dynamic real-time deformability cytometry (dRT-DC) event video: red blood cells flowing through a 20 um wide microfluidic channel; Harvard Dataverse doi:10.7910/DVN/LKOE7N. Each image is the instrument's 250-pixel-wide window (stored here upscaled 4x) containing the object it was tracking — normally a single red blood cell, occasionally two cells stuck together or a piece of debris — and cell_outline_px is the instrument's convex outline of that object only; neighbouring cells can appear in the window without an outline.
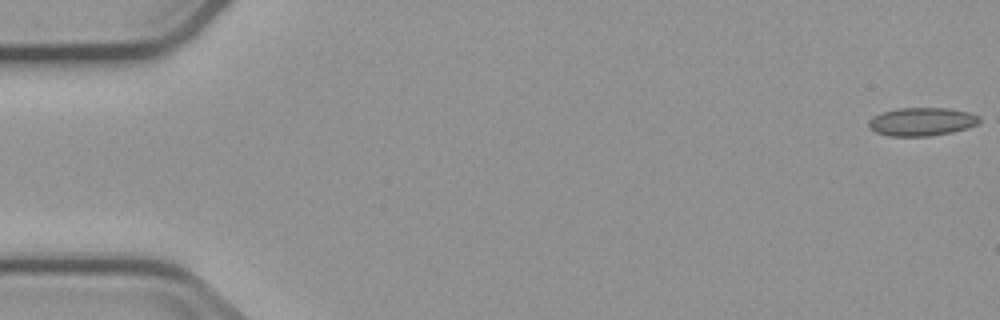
{"species": "common noctule bat (a hibernating species)", "species_latin": "Nyctalus noctula", "temperature_condition": "cold", "stored_images_in_passage": 9, "camera_frame_rate_fps": 3000, "um_per_image_px": 0.085, "animal": {"sex": "male", "body_mass_g": 23.1, "forearm_length_mm": 52.7}, "frame": {"image": 1, "passage_image": 1, "time_ms": 0.0, "image_size_px": [1000, 320], "cell_outline_px": [[984, 120], [968, 128], [952, 132], [928, 136], [888, 136], [876, 132], [868, 124], [868, 120], [872, 116], [880, 112], [896, 108], [948, 108], [968, 112], [980, 116]], "centroid_in_image_um": [78.36, 10.33], "position_along_channel_um": 6.6, "area_um2": 18.44}}
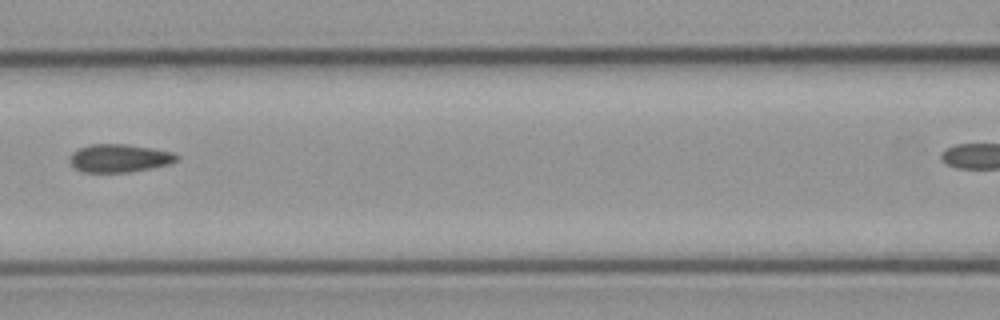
{"frame": {"image": 2, "passage_image": 7, "time_ms": 8.0, "image_size_px": [1000, 320], "cell_outline_px": [[180, 156], [172, 164], [152, 168], [128, 172], [84, 172], [72, 168], [68, 160], [72, 152], [88, 144], [128, 144], [152, 148], [172, 152]], "centroid_in_image_um": [10.12, 13.45], "position_along_channel_um": 156.5, "area_um2": 17.74}}
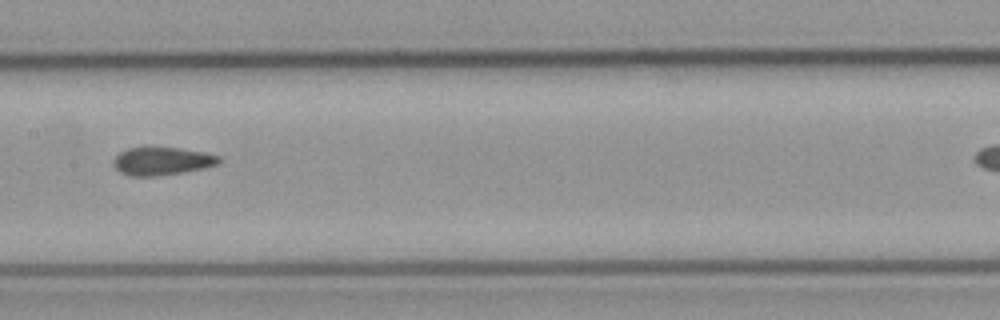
{"frame": {"image": 3, "passage_image": 8, "time_ms": 9.0, "image_size_px": [1000, 320], "cell_outline_px": [[220, 160], [216, 164], [204, 168], [156, 176], [132, 176], [120, 172], [112, 164], [112, 160], [120, 152], [128, 148], [180, 148], [204, 152], [220, 156]], "centroid_in_image_um": [13.74, 13.69], "position_along_channel_um": 193.7, "area_um2": 16.94}}